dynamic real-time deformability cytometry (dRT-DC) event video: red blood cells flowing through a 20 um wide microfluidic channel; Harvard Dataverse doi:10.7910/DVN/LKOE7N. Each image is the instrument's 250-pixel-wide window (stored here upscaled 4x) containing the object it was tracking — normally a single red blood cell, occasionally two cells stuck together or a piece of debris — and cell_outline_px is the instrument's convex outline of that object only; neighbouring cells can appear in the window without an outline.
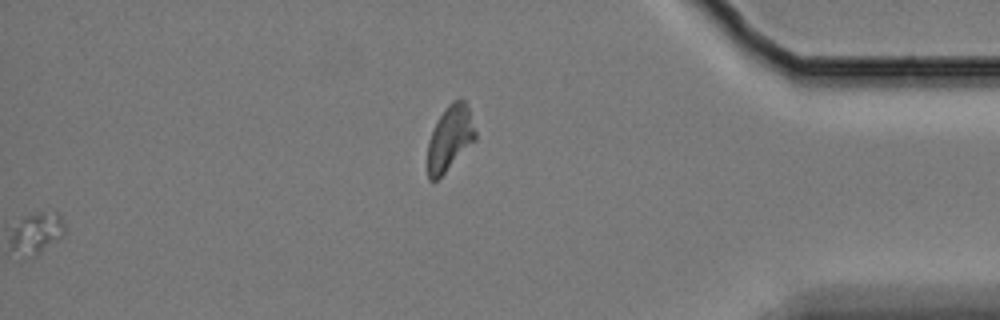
{"species": "Egyptian fruit bat (a non-hibernating species)", "species_latin": "Rousettus aegyptiacus", "temperature_condition": "cold", "stored_images_in_passage": 57, "segment_of_instrument_passage": [2, 2], "camera_frame_rate_fps": 3000, "um_per_image_px": 0.085, "animal": {"sex": "female"}, "frame": {"image": 1, "passage_image": 57, "time_ms": 18.667, "image_size_px": [1000, 320], "cell_outline_px": [[476, 140], [436, 180], [428, 180], [428, 140], [440, 116], [448, 104], [452, 100], [464, 100], [468, 104], [476, 132]], "centroid_in_image_um": [38.26, 11.72], "position_along_channel_um": 396.9, "area_um2": 17.8}}